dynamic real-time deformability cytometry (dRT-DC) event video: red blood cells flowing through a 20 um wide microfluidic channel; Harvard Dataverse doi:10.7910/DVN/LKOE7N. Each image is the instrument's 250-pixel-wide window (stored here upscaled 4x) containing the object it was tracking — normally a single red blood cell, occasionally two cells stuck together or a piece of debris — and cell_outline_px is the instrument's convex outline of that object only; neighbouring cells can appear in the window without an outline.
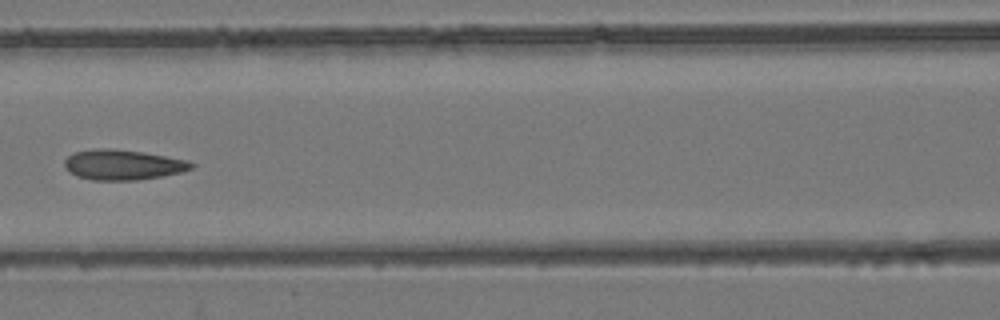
{"species": "common noctule bat (a hibernating species)", "species_latin": "Nyctalus noctula", "temperature_condition": "room temperature", "stored_images_in_passage": 7, "camera_frame_rate_fps": 3000, "um_per_image_px": 0.085, "animal": {"sex": "female", "body_mass_g": 24.6, "forearm_length_mm": 56.2}, "frame": {"image": 1, "passage_image": 7, "time_ms": 2.0, "image_size_px": [1000, 320], "cell_outline_px": [[196, 164], [192, 168], [180, 172], [160, 176], [136, 180], [92, 180], [76, 176], [68, 172], [64, 168], [64, 160], [68, 156], [76, 152], [96, 148], [112, 148], [144, 152], [188, 160]], "centroid_in_image_um": [10.41, 14.0], "position_along_channel_um": 156.2, "area_um2": 22.43}}